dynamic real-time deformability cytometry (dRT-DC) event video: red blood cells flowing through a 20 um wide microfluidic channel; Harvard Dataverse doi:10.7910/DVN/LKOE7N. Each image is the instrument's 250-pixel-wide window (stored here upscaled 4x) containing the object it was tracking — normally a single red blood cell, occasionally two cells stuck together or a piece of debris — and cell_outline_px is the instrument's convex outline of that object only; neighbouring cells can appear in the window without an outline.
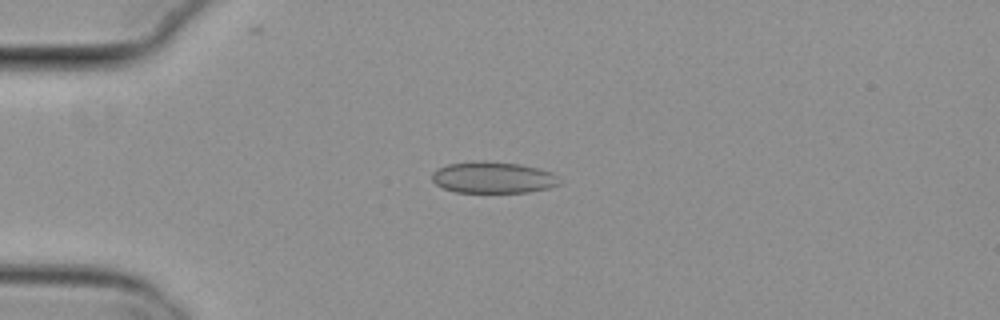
{"species": "common noctule bat (a hibernating species)", "species_latin": "Nyctalus noctula", "temperature_condition": "cold", "stored_images_in_passage": 6, "camera_frame_rate_fps": 3000, "um_per_image_px": 0.085, "animal": {"sex": "female", "body_mass_g": 29.2, "forearm_length_mm": 56.3}, "frame": {"image": 1, "passage_image": 3, "time_ms": 0.667, "image_size_px": [1000, 320], "cell_outline_px": [[560, 184], [548, 188], [528, 192], [456, 192], [444, 188], [436, 184], [432, 180], [432, 172], [436, 168], [448, 164], [472, 160], [484, 160], [520, 164], [540, 168], [552, 172], [556, 176]], "centroid_in_image_um": [41.88, 15.07], "position_along_channel_um": 43.1, "area_um2": 23.58}}
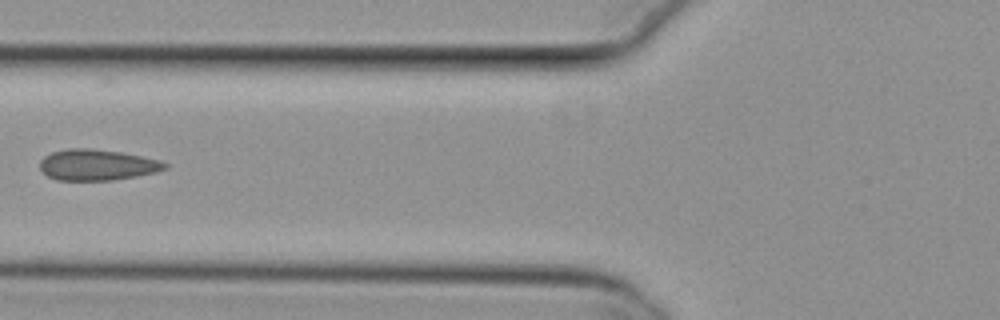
{"frame": {"image": 2, "passage_image": 5, "time_ms": 1.333, "image_size_px": [1000, 320], "cell_outline_px": [[168, 168], [156, 172], [136, 176], [112, 180], [56, 180], [48, 176], [40, 168], [40, 160], [44, 156], [52, 152], [68, 148], [92, 148], [120, 152], [160, 160], [168, 164]], "centroid_in_image_um": [8.25, 14.01], "position_along_channel_um": 117.5, "area_um2": 22.54}}
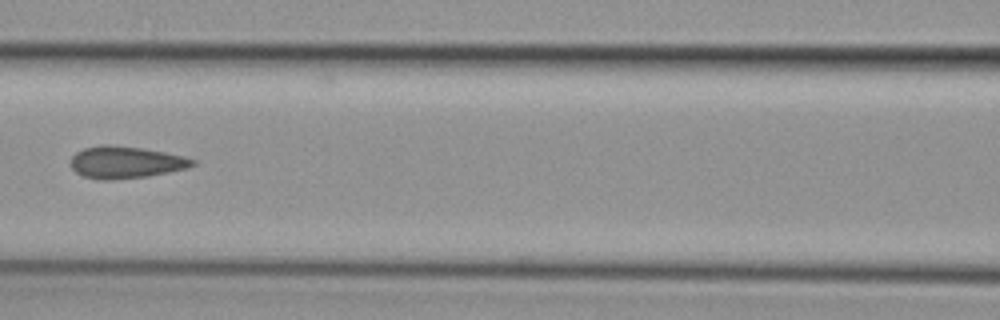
{"frame": {"image": 3, "passage_image": 6, "time_ms": 1.667, "image_size_px": [1000, 320], "cell_outline_px": [[196, 164], [188, 168], [148, 176], [112, 180], [100, 180], [84, 176], [76, 172], [72, 168], [72, 156], [76, 152], [84, 148], [100, 144], [108, 144], [140, 148], [164, 152], [184, 156], [196, 160]], "centroid_in_image_um": [10.69, 13.79], "position_along_channel_um": 155.9, "area_um2": 22.72}}